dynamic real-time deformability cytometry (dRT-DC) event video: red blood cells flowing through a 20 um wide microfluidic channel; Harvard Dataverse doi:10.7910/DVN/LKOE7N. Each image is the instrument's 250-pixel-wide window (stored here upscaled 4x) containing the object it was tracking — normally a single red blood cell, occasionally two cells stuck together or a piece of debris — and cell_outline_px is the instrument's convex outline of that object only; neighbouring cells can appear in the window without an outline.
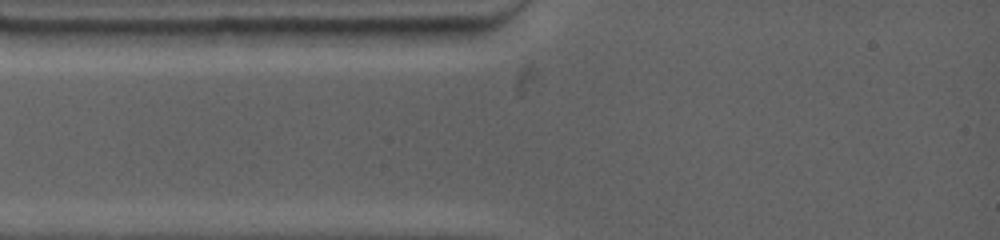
{"species": "common noctule bat (a hibernating species)", "species_latin": "Nyctalus noctula", "temperature_condition": "warm", "stored_images_in_passage": 2, "camera_frame_rate_fps": 4500, "um_per_image_px": 0.085, "animal": {"sex": "female", "body_mass_g": 19.0, "forearm_length_mm": 53.3}, "frame": {"image": 1, "passage_image": 1, "time_ms": 0.0, "image_size_px": [1000, 240], "cell_outline_px": [[192, 32], [184, 48], [156, 48], [112, 44], [104, 32], [124, 28], [192, 28]], "centroid_in_image_um": [12.81, 3.17], "position_along_channel_um": 72.2, "area_um2": 10.75}}